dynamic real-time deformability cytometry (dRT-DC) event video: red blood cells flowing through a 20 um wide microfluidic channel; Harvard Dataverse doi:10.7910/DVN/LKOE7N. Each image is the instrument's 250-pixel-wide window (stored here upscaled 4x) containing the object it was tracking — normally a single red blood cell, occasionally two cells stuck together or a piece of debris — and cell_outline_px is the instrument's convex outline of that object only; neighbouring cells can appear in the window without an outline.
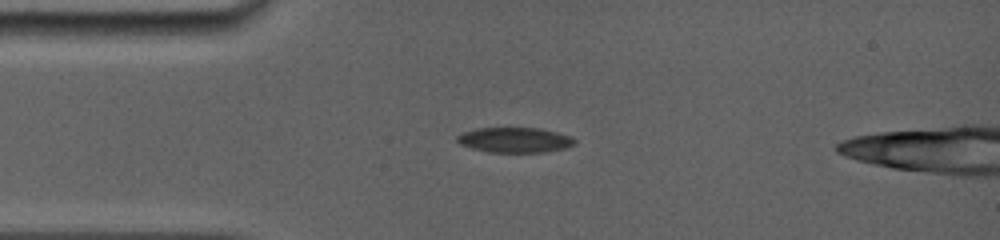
{"species": "common noctule bat (a hibernating species)", "species_latin": "Nyctalus noctula", "temperature_condition": "room temperature", "stored_images_in_passage": 13, "camera_frame_rate_fps": 5000, "um_per_image_px": 0.085, "animal": {"sex": "female", "body_mass_g": 19.0, "forearm_length_mm": 56.7}, "frame": {"image": 1, "passage_image": 5, "time_ms": 3.0, "image_size_px": [1000, 240], "cell_outline_px": [[576, 144], [564, 148], [544, 152], [488, 152], [472, 148], [460, 144], [456, 140], [456, 136], [464, 132], [476, 128], [540, 128], [572, 136], [576, 140]], "centroid_in_image_um": [43.77, 11.89], "position_along_channel_um": 41.2, "area_um2": 17.22}}
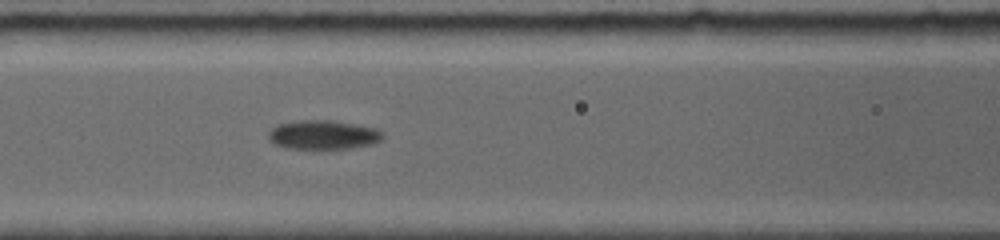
{"frame": {"image": 2, "passage_image": 10, "time_ms": 6.0, "image_size_px": [1000, 240], "cell_outline_px": [[384, 136], [380, 140], [372, 144], [352, 148], [288, 148], [276, 144], [268, 140], [268, 132], [276, 124], [300, 120], [332, 120], [376, 128]], "centroid_in_image_um": [27.44, 11.45], "position_along_channel_um": 139.2, "area_um2": 19.25}}
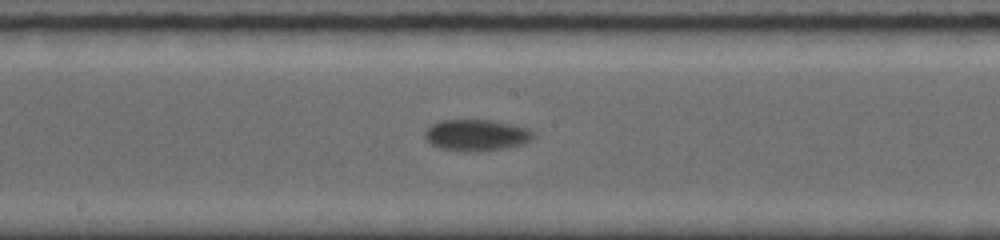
{"frame": {"image": 3, "passage_image": 13, "time_ms": 7.8, "image_size_px": [1000, 240], "cell_outline_px": [[536, 136], [532, 140], [524, 144], [504, 148], [464, 152], [440, 148], [428, 144], [424, 136], [424, 132], [432, 124], [440, 120], [492, 120], [512, 124], [528, 128], [536, 132]], "centroid_in_image_um": [40.51, 11.48], "position_along_channel_um": 207.7, "area_um2": 20.11}}